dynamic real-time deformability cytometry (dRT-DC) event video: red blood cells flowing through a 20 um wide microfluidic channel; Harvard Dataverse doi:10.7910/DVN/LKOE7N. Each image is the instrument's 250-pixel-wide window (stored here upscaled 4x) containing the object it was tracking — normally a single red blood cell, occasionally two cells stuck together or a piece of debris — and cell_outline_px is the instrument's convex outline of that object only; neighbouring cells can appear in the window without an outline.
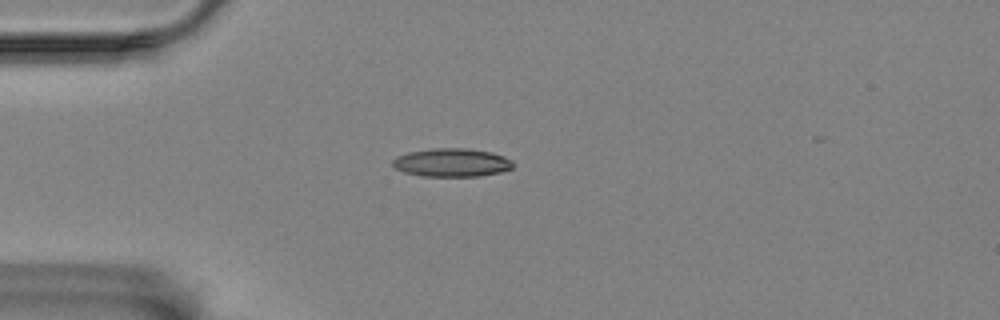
{"species": "Egyptian fruit bat (a non-hibernating species)", "species_latin": "Rousettus aegyptiacus", "temperature_condition": "room temperature", "stored_images_in_passage": 41, "camera_frame_rate_fps": 3000, "um_per_image_px": 0.085, "animal": {"sex": "female"}, "frame": {"image": 1, "passage_image": 1, "time_ms": 0.0, "image_size_px": [1000, 320], "cell_outline_px": [[512, 168], [500, 172], [480, 176], [420, 176], [404, 172], [396, 168], [392, 164], [392, 160], [396, 156], [408, 152], [432, 148], [468, 148], [492, 152], [504, 156], [512, 160]], "centroid_in_image_um": [38.39, 13.81], "position_along_channel_um": 46.6, "area_um2": 20.0}}
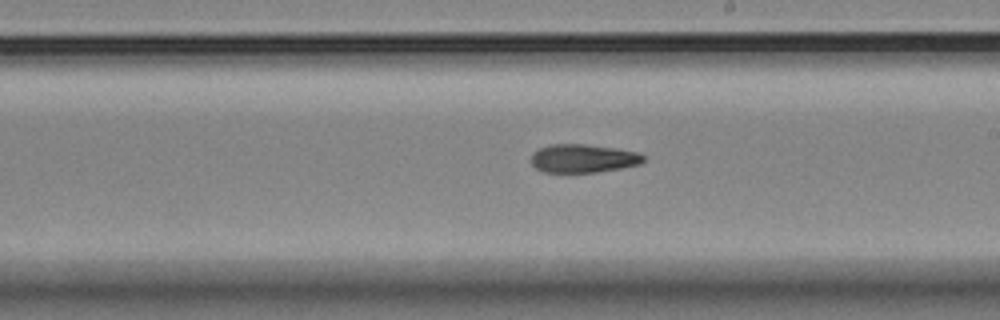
{"frame": {"image": 2, "passage_image": 19, "time_ms": 6.0, "image_size_px": [1000, 320], "cell_outline_px": [[644, 160], [640, 164], [620, 168], [596, 172], [544, 172], [536, 168], [532, 164], [532, 152], [540, 148], [552, 144], [584, 144], [612, 148], [636, 152], [644, 156]], "centroid_in_image_um": [49.54, 13.47], "position_along_channel_um": 239.5, "area_um2": 18.32}}
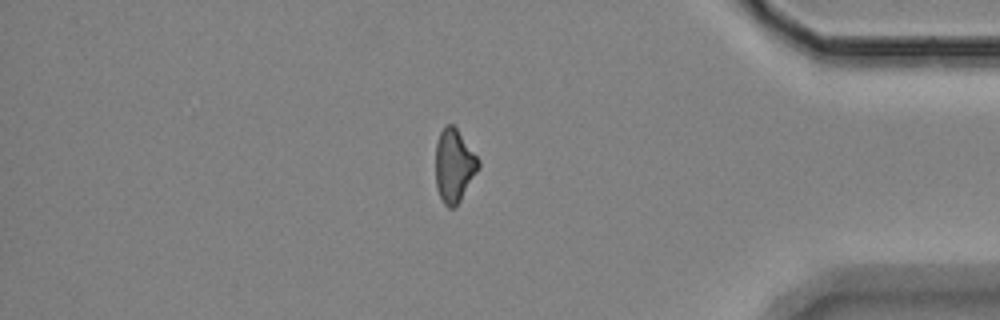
{"frame": {"image": 3, "passage_image": 35, "time_ms": 11.333, "image_size_px": [1000, 320], "cell_outline_px": [[480, 168], [460, 200], [452, 208], [448, 208], [444, 204], [436, 188], [436, 144], [440, 132], [448, 124], [452, 124], [456, 128], [480, 160]], "centroid_in_image_um": [38.61, 14.09], "position_along_channel_um": 396.6, "area_um2": 18.09}, "authors_computed_cell_mechanics": {"area_um2": 19.1896, "velocity_mm_per_s": 3.476, "shape_relaxation_time_tau1_ms": 6.9314, "shape_relaxation_time_tau2_ms": null, "deformation_change_tau1": 0.1666, "deformation_change_tau2": null}}